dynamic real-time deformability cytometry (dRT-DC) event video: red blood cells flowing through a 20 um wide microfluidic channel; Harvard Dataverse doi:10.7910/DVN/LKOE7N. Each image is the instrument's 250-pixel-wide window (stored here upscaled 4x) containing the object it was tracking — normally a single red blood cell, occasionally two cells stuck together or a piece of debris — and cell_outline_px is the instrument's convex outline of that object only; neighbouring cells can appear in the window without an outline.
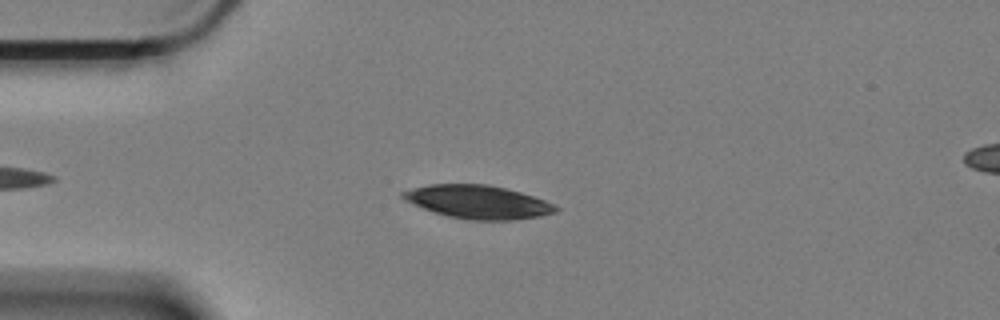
{"species": "Egyptian fruit bat (a non-hibernating species)", "species_latin": "Rousettus aegyptiacus", "temperature_condition": "cold", "stored_images_in_passage": 54, "camera_frame_rate_fps": 3000, "um_per_image_px": 0.085, "animal": {"sex": "female"}, "frame": {"image": 1, "passage_image": 9, "time_ms": 2.667, "image_size_px": [1000, 320], "cell_outline_px": [[560, 208], [556, 212], [540, 216], [512, 220], [472, 220], [448, 216], [424, 208], [404, 200], [400, 196], [400, 192], [428, 184], [488, 184], [520, 192], [544, 200]], "centroid_in_image_um": [40.62, 17.16], "position_along_channel_um": 44.4, "area_um2": 29.42}}
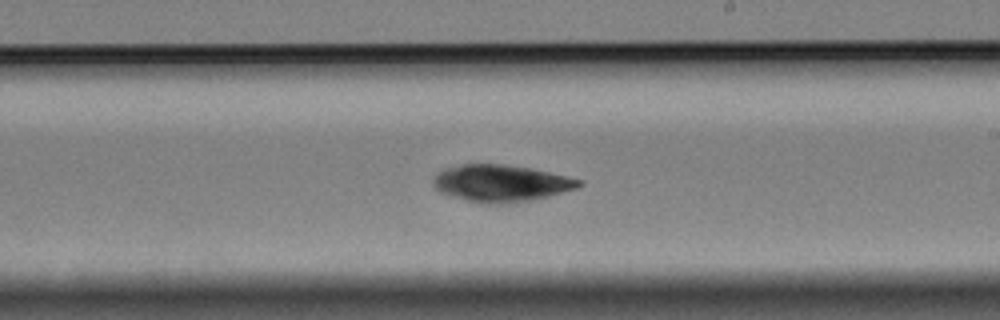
{"frame": {"image": 2, "passage_image": 29, "time_ms": 9.333, "image_size_px": [1000, 320], "cell_outline_px": [[584, 184], [576, 188], [548, 196], [532, 200], [500, 204], [484, 204], [452, 196], [440, 192], [432, 184], [432, 180], [436, 172], [444, 168], [464, 164], [504, 164], [528, 168], [548, 172], [580, 180]], "centroid_in_image_um": [42.52, 15.57], "position_along_channel_um": 246.5, "area_um2": 31.1}}
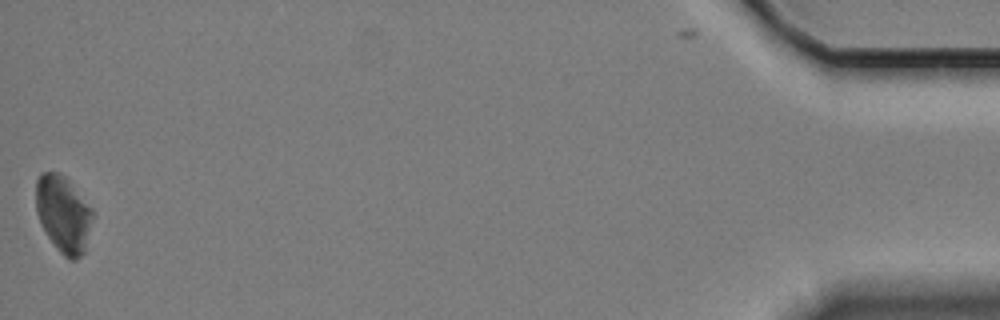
{"frame": {"image": 3, "passage_image": 54, "time_ms": 17.667, "image_size_px": [1000, 320], "cell_outline_px": [[92, 216], [84, 252], [76, 260], [68, 260], [56, 248], [40, 224], [36, 212], [36, 180], [40, 172], [60, 172], [64, 176], [92, 208]], "centroid_in_image_um": [5.34, 18.19], "position_along_channel_um": 429.9, "area_um2": 25.14}, "authors_computed_cell_mechanics": {"area_um2": 29.9115, "velocity_mm_per_s": 3.3048, "shape_relaxation_time_tau1_ms": 1.7059, "shape_relaxation_time_tau2_ms": null, "deformation_change_tau1": 0.0697, "deformation_change_tau2": null}}